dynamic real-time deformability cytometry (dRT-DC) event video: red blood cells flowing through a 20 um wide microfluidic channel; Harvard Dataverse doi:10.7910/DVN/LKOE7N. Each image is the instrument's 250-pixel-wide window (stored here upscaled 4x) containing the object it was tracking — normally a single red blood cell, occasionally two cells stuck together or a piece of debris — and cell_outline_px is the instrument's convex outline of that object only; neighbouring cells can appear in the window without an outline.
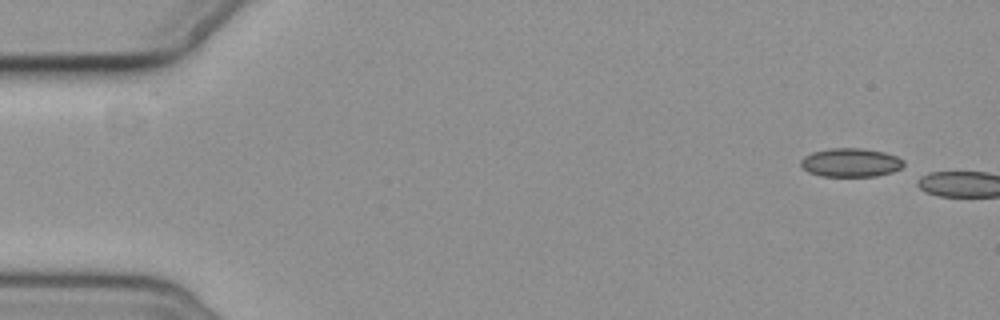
{"species": "common noctule bat (a hibernating species)", "species_latin": "Nyctalus noctula", "temperature_condition": "cold", "stored_images_in_passage": 2, "camera_frame_rate_fps": 3000, "um_per_image_px": 0.085, "animal": {"sex": "female", "body_mass_g": 19.3, "forearm_length_mm": 54.1}, "frame": {"image": 1, "passage_image": 1, "time_ms": 0.0, "image_size_px": [1000, 320], "cell_outline_px": [[904, 164], [900, 168], [892, 172], [876, 176], [820, 176], [808, 172], [800, 164], [800, 160], [804, 156], [812, 152], [832, 148], [860, 148], [884, 152], [896, 156], [904, 160]], "centroid_in_image_um": [72.29, 13.82], "position_along_channel_um": 12.7, "area_um2": 17.17}}